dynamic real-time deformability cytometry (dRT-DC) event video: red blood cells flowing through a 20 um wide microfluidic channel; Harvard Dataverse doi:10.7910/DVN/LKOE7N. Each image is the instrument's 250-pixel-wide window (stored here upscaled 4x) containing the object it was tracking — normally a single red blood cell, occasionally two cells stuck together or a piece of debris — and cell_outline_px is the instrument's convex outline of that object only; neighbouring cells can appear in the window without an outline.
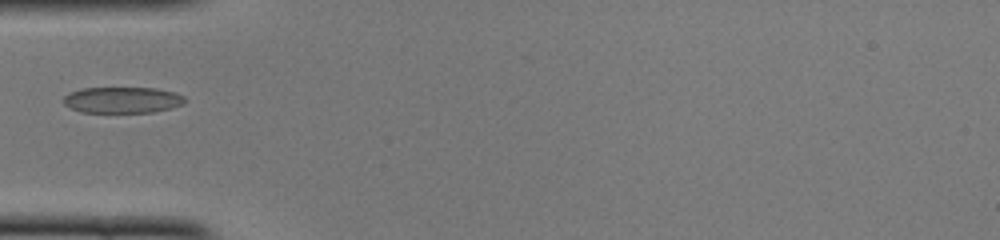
{"species": "common noctule bat (a hibernating species)", "species_latin": "Nyctalus noctula", "temperature_condition": "cold", "stored_images_in_passage": 34, "camera_frame_rate_fps": 3000, "um_per_image_px": 0.085, "animal": {"sex": "female", "body_mass_g": 22.0, "forearm_length_mm": 56.7}, "frame": {"image": 1, "passage_image": 1, "time_ms": 0.0, "image_size_px": [1000, 240], "cell_outline_px": [[184, 104], [172, 108], [152, 112], [80, 112], [64, 104], [64, 96], [68, 92], [84, 88], [156, 88], [172, 92], [184, 96]], "centroid_in_image_um": [10.39, 8.5], "position_along_channel_um": 74.6, "area_um2": 18.38}}
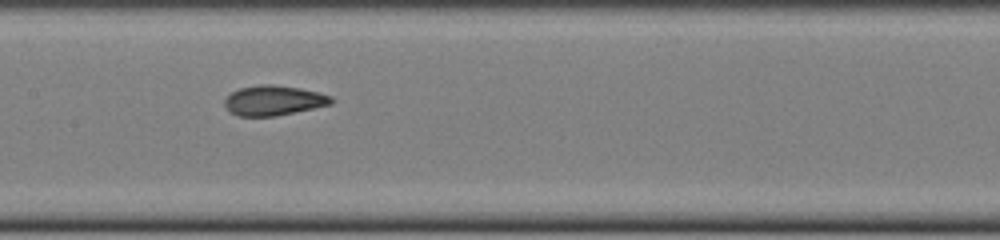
{"frame": {"image": 2, "passage_image": 9, "time_ms": 2.667, "image_size_px": [1000, 240], "cell_outline_px": [[332, 104], [276, 116], [240, 116], [232, 112], [224, 104], [224, 100], [232, 92], [240, 88], [260, 84], [272, 84], [300, 88], [332, 96]], "centroid_in_image_um": [23.27, 8.53], "position_along_channel_um": 184.1, "area_um2": 18.38}}
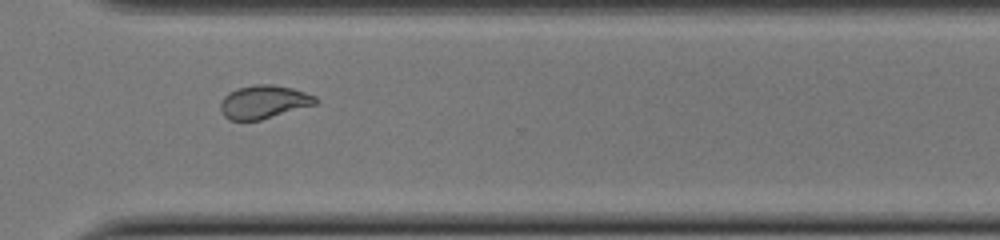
{"frame": {"image": 3, "passage_image": 21, "time_ms": 6.667, "image_size_px": [1000, 240], "cell_outline_px": [[316, 104], [260, 120], [228, 120], [220, 112], [220, 100], [228, 92], [236, 88], [256, 84], [272, 84], [292, 88], [316, 96]], "centroid_in_image_um": [22.36, 8.66], "position_along_channel_um": 348.2, "area_um2": 18.5}}